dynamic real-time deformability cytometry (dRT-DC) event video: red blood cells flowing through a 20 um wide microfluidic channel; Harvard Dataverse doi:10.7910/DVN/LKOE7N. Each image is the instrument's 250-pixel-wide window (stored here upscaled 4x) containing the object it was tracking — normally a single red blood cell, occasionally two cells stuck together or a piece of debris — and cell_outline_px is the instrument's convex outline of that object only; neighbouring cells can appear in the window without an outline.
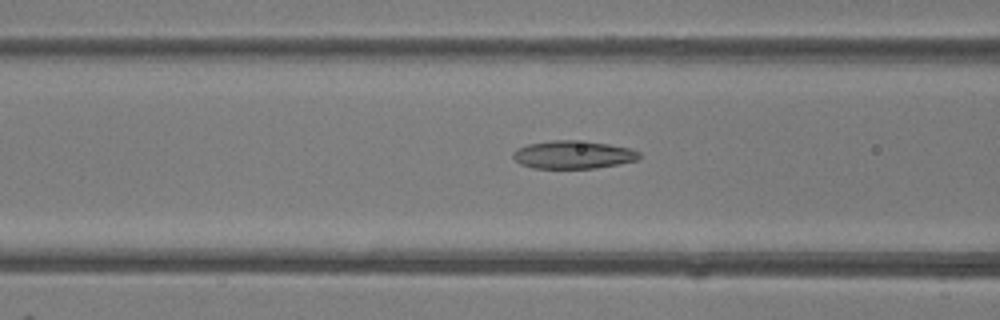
{"species": "common noctule bat (a hibernating species)", "species_latin": "Nyctalus noctula", "temperature_condition": "room temperature", "stored_images_in_passage": 49, "camera_frame_rate_fps": 3000, "um_per_image_px": 0.085, "animal": {"sex": "female"}, "frame": {"image": 1, "passage_image": 20, "time_ms": 6.333, "image_size_px": [1000, 320], "cell_outline_px": [[640, 156], [636, 160], [620, 164], [596, 168], [532, 168], [520, 164], [512, 156], [512, 152], [516, 148], [528, 144], [552, 140], [572, 140], [608, 144], [632, 148], [640, 152]], "centroid_in_image_um": [48.7, 13.15], "position_along_channel_um": 117.9, "area_um2": 20.63}}
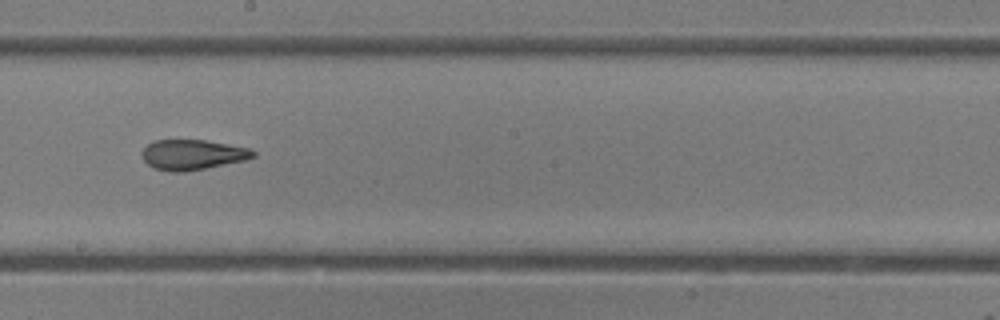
{"frame": {"image": 2, "passage_image": 28, "time_ms": 9.0, "image_size_px": [1000, 320], "cell_outline_px": [[256, 156], [244, 160], [184, 172], [172, 172], [156, 168], [148, 164], [144, 160], [140, 152], [148, 144], [156, 140], [204, 140], [248, 148], [256, 152]], "centroid_in_image_um": [16.34, 13.14], "position_along_channel_um": 231.9, "area_um2": 19.25}}
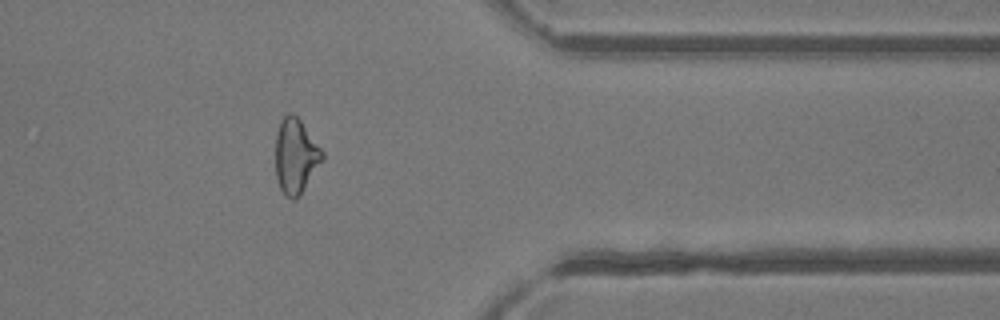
{"frame": {"image": 3, "passage_image": 40, "time_ms": 13.0, "image_size_px": [1000, 320], "cell_outline_px": [[324, 160], [300, 196], [296, 200], [292, 200], [284, 196], [280, 188], [276, 176], [276, 132], [280, 120], [288, 112], [292, 112], [300, 120], [324, 152]], "centroid_in_image_um": [25.14, 13.3], "position_along_channel_um": 386.3, "area_um2": 20.75}, "authors_computed_cell_mechanics": {"area_um2": 20.9814, "velocity_mm_per_s": 4.266, "shape_relaxation_time_tau1_ms": 8.4224, "shape_relaxation_time_tau2_ms": 2.6946, "deformation_change_tau1": 0.256, "deformation_change_tau2": 0.0992}}